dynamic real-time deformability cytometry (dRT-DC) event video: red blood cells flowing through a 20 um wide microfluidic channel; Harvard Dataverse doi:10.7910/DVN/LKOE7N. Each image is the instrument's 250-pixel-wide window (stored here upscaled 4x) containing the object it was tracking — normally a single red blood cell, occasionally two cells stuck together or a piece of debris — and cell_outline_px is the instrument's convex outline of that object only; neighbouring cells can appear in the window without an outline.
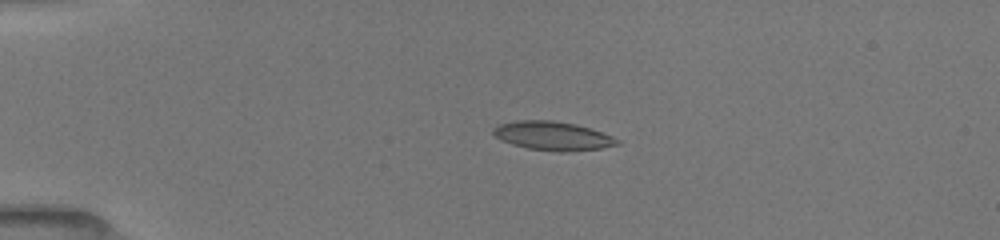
{"species": "common noctule bat (a hibernating species)", "species_latin": "Nyctalus noctula", "temperature_condition": "room temperature", "stored_images_in_passage": 8, "camera_frame_rate_fps": 3000, "um_per_image_px": 0.085, "animal": {"sex": "female", "body_mass_g": 19.5, "forearm_length_mm": 54.1}, "frame": {"image": 1, "passage_image": 5, "time_ms": 3.333, "image_size_px": [1000, 240], "cell_outline_px": [[620, 144], [600, 148], [568, 152], [560, 152], [528, 148], [512, 144], [500, 140], [492, 132], [492, 128], [500, 124], [516, 120], [552, 120], [576, 124], [612, 136], [620, 140]], "centroid_in_image_um": [46.96, 11.55], "position_along_channel_um": 38.0, "area_um2": 20.75}}
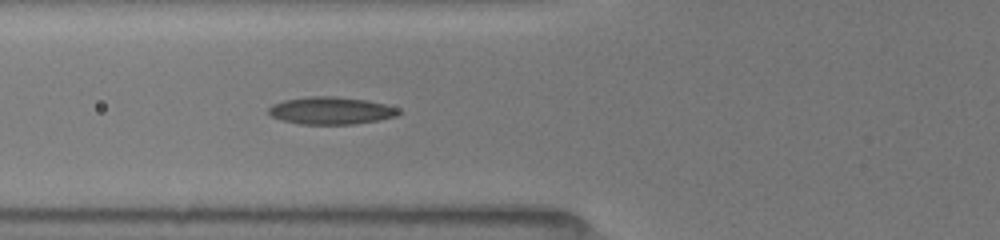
{"frame": {"image": 2, "passage_image": 8, "time_ms": 6.0, "image_size_px": [1000, 240], "cell_outline_px": [[404, 112], [396, 116], [380, 120], [352, 124], [300, 124], [280, 120], [272, 116], [268, 112], [268, 108], [272, 104], [284, 100], [312, 96], [332, 96], [364, 100], [384, 104], [400, 108]], "centroid_in_image_um": [28.15, 9.41], "position_along_channel_um": 97.7, "area_um2": 20.81}}